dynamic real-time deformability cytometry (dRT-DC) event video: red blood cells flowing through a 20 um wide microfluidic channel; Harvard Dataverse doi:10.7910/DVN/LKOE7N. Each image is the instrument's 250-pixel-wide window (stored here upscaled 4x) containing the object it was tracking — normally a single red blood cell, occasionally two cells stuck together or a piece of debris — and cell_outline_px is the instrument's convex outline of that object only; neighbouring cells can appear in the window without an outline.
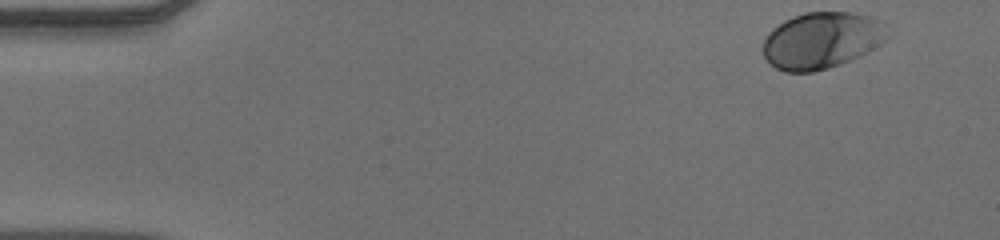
{"species": "human", "species_latin": "Homo sapiens", "temperature_condition": "warm", "stored_images_in_passage": 50, "camera_frame_rate_fps": 3000, "um_per_image_px": 0.085, "donor": {"sex": "male"}, "frame": {"image": 1, "passage_image": 1, "time_ms": 0.0, "image_size_px": [1000, 240], "cell_outline_px": [[888, 40], [860, 56], [840, 64], [828, 68], [812, 72], [784, 72], [776, 68], [764, 56], [760, 48], [768, 32], [784, 20], [792, 16], [804, 12], [852, 12], [868, 16], [884, 24], [888, 36]], "centroid_in_image_um": [69.81, 3.43], "position_along_channel_um": 15.2, "area_um2": 41.15}}
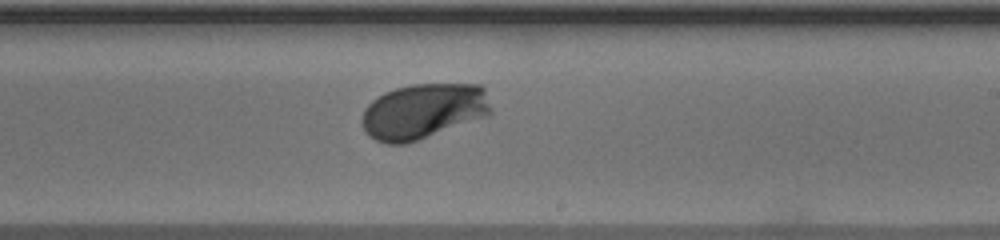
{"frame": {"image": 2, "passage_image": 29, "time_ms": 9.333, "image_size_px": [1000, 240], "cell_outline_px": [[492, 112], [488, 116], [408, 144], [388, 144], [376, 140], [364, 128], [364, 108], [372, 100], [384, 92], [396, 88], [412, 84], [480, 84], [484, 88], [492, 108]], "centroid_in_image_um": [36.04, 9.45], "position_along_channel_um": 253.0, "area_um2": 41.67}}
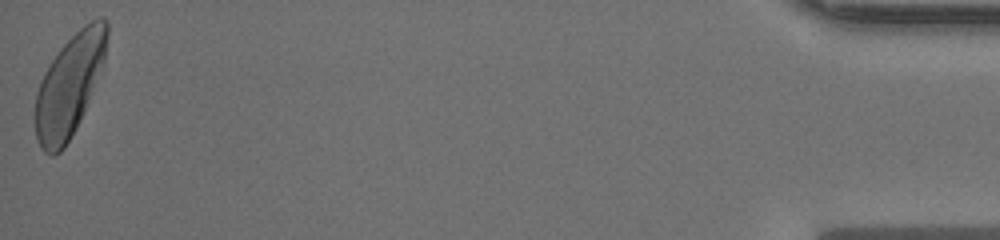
{"frame": {"image": 3, "passage_image": 50, "time_ms": 16.333, "image_size_px": [1000, 240], "cell_outline_px": [[108, 36], [104, 64], [76, 128], [64, 148], [60, 152], [52, 156], [44, 152], [36, 140], [36, 92], [40, 80], [44, 72], [60, 48], [84, 24], [100, 16], [104, 16], [108, 20]], "centroid_in_image_um": [5.92, 7.23], "position_along_channel_um": 429.3, "area_um2": 42.25}, "authors_computed_cell_mechanics": {"area_um2": 40.2288, "velocity_mm_per_s": 3.8578, "shape_relaxation_time_tau1_ms": 2.128, "shape_relaxation_time_tau2_ms": null, "deformation_change_tau1": 0.1326, "deformation_change_tau2": null}}